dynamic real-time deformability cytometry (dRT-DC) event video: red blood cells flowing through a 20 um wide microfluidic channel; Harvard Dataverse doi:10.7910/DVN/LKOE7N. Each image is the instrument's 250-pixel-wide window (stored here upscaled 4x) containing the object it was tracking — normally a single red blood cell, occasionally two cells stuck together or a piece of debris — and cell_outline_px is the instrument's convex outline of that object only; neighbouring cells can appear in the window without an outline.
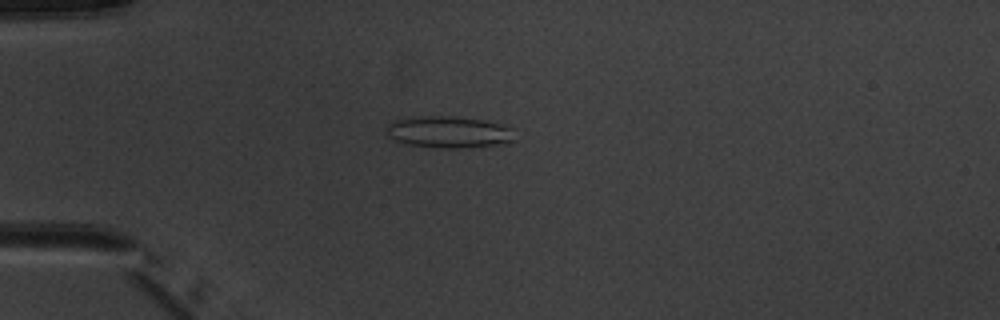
{"species": "common noctule bat (a hibernating species)", "species_latin": "Nyctalus noctula", "temperature_condition": "warm", "stored_images_in_passage": 6, "camera_frame_rate_fps": 3000, "um_per_image_px": 0.085, "animal": {"sex": "male", "body_mass_g": 20.1, "forearm_length_mm": 53.5}, "frame": {"image": 1, "passage_image": 3, "time_ms": 2.667, "image_size_px": [1000, 320], "cell_outline_px": [[516, 128], [512, 140], [508, 144], [460, 148], [448, 148], [412, 144], [396, 140], [388, 136], [388, 124], [396, 120], [424, 116], [440, 116], [480, 120], [500, 124]], "centroid_in_image_um": [38.25, 11.23], "position_along_channel_um": 46.8, "area_um2": 23.18}}
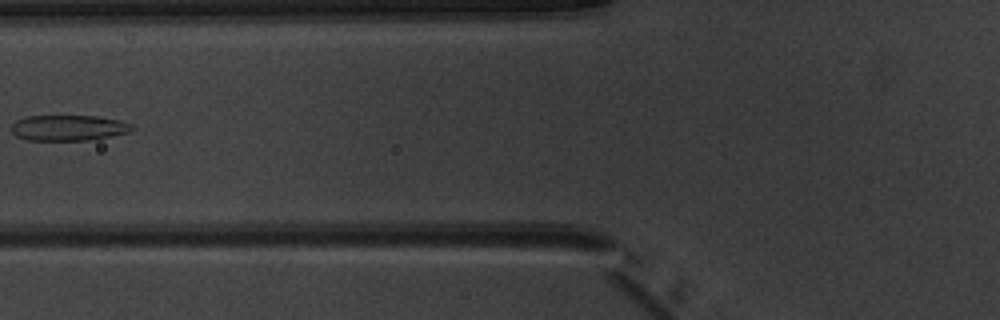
{"frame": {"image": 2, "passage_image": 5, "time_ms": 5.0, "image_size_px": [1000, 320], "cell_outline_px": [[136, 128], [128, 132], [112, 136], [88, 140], [28, 140], [16, 136], [12, 132], [12, 124], [16, 120], [24, 116], [96, 116], [120, 120], [132, 124]], "centroid_in_image_um": [5.83, 10.86], "position_along_channel_um": 120.0, "area_um2": 18.09}}
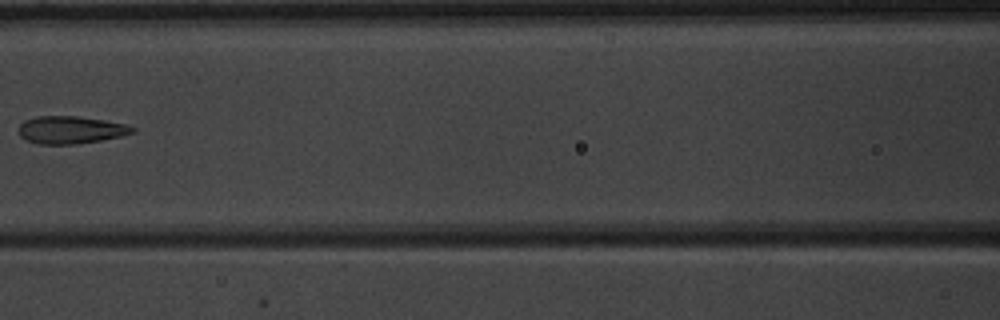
{"frame": {"image": 3, "passage_image": 6, "time_ms": 6.0, "image_size_px": [1000, 320], "cell_outline_px": [[136, 132], [120, 136], [100, 140], [76, 144], [40, 144], [28, 140], [20, 136], [20, 124], [24, 120], [36, 116], [76, 116], [104, 120], [124, 124], [136, 128]], "centroid_in_image_um": [6.01, 11.03], "position_along_channel_um": 160.6, "area_um2": 18.09}}